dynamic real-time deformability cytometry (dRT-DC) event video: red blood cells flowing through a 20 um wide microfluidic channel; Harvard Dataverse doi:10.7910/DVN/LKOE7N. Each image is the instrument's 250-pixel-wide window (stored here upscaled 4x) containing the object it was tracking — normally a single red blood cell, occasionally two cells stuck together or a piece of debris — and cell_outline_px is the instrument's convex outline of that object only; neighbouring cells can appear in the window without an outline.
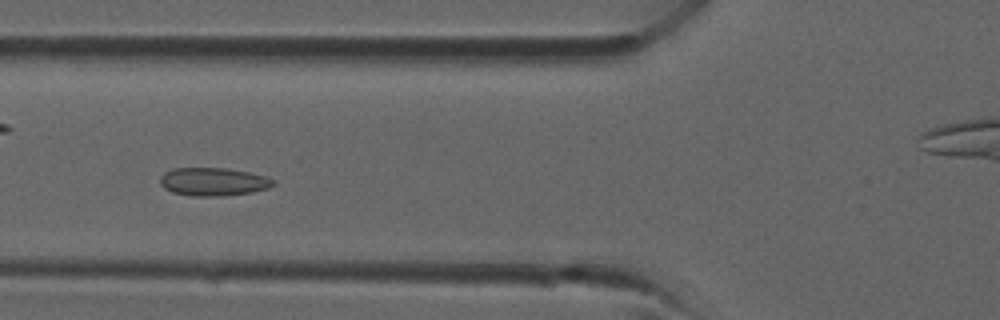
{"species": "common noctule bat (a hibernating species)", "species_latin": "Nyctalus noctula", "temperature_condition": "room temperature", "stored_images_in_passage": 12, "camera_frame_rate_fps": 3000, "um_per_image_px": 0.085, "animal": {"sex": "male", "forearm_length_mm": 52.5}, "frame": {"image": 1, "passage_image": 12, "time_ms": 3.667, "image_size_px": [1000, 320], "cell_outline_px": [[276, 184], [268, 188], [252, 192], [220, 196], [192, 196], [172, 192], [164, 188], [160, 184], [160, 176], [164, 172], [172, 168], [224, 168], [248, 172], [268, 176], [276, 180]], "centroid_in_image_um": [18.14, 15.44], "position_along_channel_um": 107.7, "area_um2": 18.73}}